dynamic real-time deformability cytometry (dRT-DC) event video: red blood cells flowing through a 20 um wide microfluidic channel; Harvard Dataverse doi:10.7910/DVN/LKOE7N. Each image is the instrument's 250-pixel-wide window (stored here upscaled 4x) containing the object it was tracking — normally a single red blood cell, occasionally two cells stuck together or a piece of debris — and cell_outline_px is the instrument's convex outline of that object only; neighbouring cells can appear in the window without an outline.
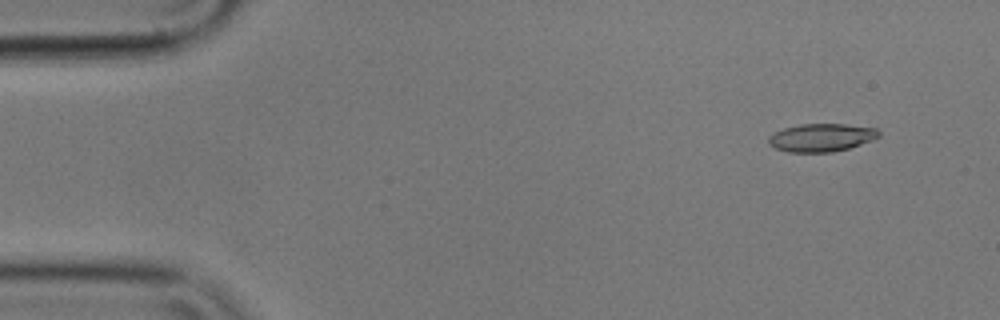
{"species": "common noctule bat (a hibernating species)", "species_latin": "Nyctalus noctula", "temperature_condition": "cold", "stored_images_in_passage": 5, "camera_frame_rate_fps": 3000, "um_per_image_px": 0.085, "animal": {"sex": "male", "body_mass_g": 17.9}, "frame": {"image": 1, "passage_image": 2, "time_ms": 0.333, "image_size_px": [1000, 320], "cell_outline_px": [[880, 136], [872, 140], [848, 148], [832, 152], [788, 152], [776, 148], [768, 144], [768, 136], [772, 132], [784, 128], [800, 124], [844, 124], [876, 128], [880, 132]], "centroid_in_image_um": [69.79, 11.69], "position_along_channel_um": 15.2, "area_um2": 18.03}}
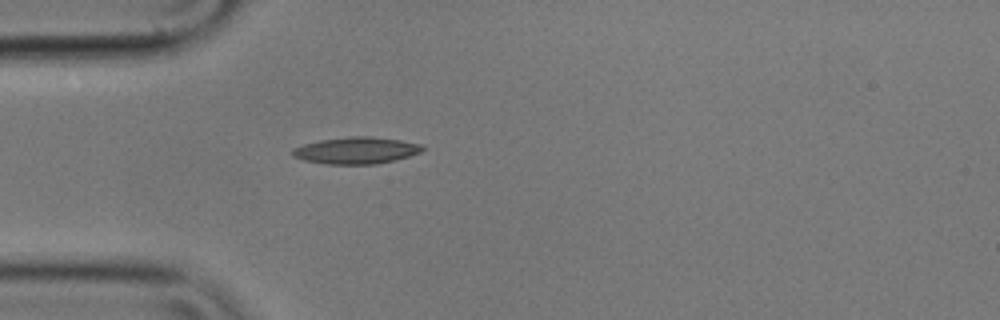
{"frame": {"image": 2, "passage_image": 5, "time_ms": 1.333, "image_size_px": [1000, 320], "cell_outline_px": [[424, 148], [420, 152], [396, 160], [376, 164], [328, 164], [304, 160], [292, 156], [292, 148], [304, 144], [320, 140], [352, 136], [372, 136], [400, 140], [424, 144]], "centroid_in_image_um": [30.29, 12.78], "position_along_channel_um": 54.7, "area_um2": 20.29}}